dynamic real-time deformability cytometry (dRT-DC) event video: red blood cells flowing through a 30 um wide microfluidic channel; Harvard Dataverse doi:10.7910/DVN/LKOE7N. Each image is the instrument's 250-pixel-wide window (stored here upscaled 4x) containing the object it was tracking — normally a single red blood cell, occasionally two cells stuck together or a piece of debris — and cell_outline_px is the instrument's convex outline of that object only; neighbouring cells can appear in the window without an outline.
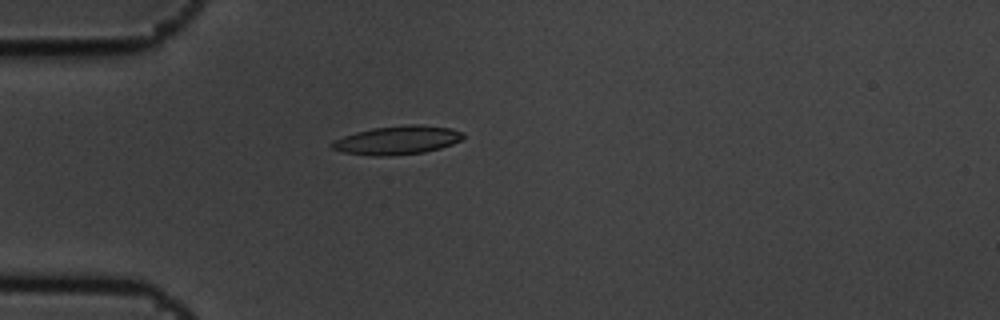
{"species": "common noctule bat (a hibernating species)", "species_latin": "Nyctalus noctula", "temperature_condition": "cold", "stored_images_in_passage": 5, "camera_frame_rate_fps": 3000, "um_per_image_px": 0.085, "animal": {"sex": "male", "body_mass_g": 19.5, "forearm_length_mm": 54.6}, "frame": {"image": 1, "passage_image": 5, "time_ms": 1.333, "image_size_px": [1000, 320], "cell_outline_px": [[464, 136], [460, 140], [452, 144], [440, 148], [424, 152], [388, 156], [372, 156], [344, 152], [332, 148], [328, 144], [332, 140], [356, 132], [372, 128], [408, 124], [420, 124], [452, 128], [464, 132]], "centroid_in_image_um": [33.76, 11.91], "position_along_channel_um": 51.2, "area_um2": 22.02}}